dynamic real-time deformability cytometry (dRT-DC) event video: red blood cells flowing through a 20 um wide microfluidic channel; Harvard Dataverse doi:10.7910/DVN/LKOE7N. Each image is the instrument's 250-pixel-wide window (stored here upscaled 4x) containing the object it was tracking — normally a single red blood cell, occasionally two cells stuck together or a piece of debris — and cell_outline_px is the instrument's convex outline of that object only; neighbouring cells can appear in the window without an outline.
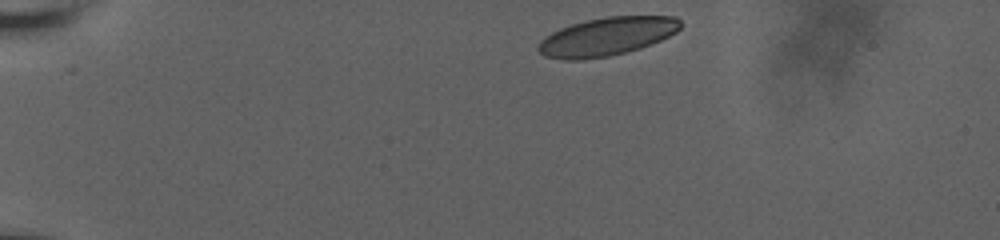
{"species": "human", "species_latin": "Homo sapiens", "temperature_condition": "room temperature", "stored_images_in_passage": 40, "camera_frame_rate_fps": 3000, "um_per_image_px": 0.085, "donor": {"sex": "male"}, "frame": {"image": 1, "passage_image": 1, "time_ms": 0.0, "image_size_px": [1000, 240], "cell_outline_px": [[680, 28], [676, 32], [660, 40], [640, 48], [608, 56], [580, 60], [564, 60], [544, 56], [536, 48], [540, 40], [544, 36], [560, 28], [572, 24], [588, 20], [608, 16], [676, 16], [680, 20]], "centroid_in_image_um": [51.55, 3.1], "position_along_channel_um": 33.5, "area_um2": 31.62}}
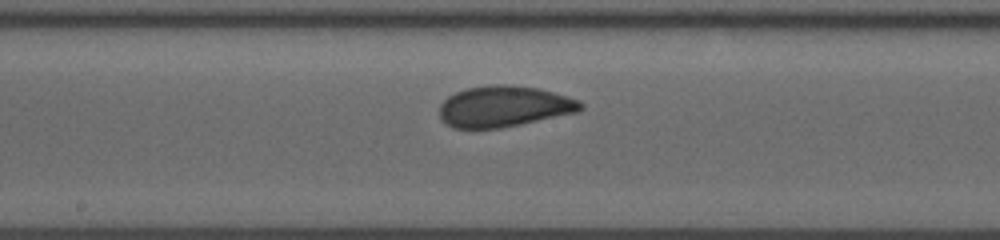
{"frame": {"image": 2, "passage_image": 22, "time_ms": 7.0, "image_size_px": [1000, 240], "cell_outline_px": [[584, 108], [580, 112], [500, 128], [452, 128], [440, 120], [440, 104], [448, 96], [456, 92], [468, 88], [492, 84], [508, 84], [540, 88], [568, 96], [580, 100], [584, 104]], "centroid_in_image_um": [42.87, 9.04], "position_along_channel_um": 205.3, "area_um2": 34.1}}
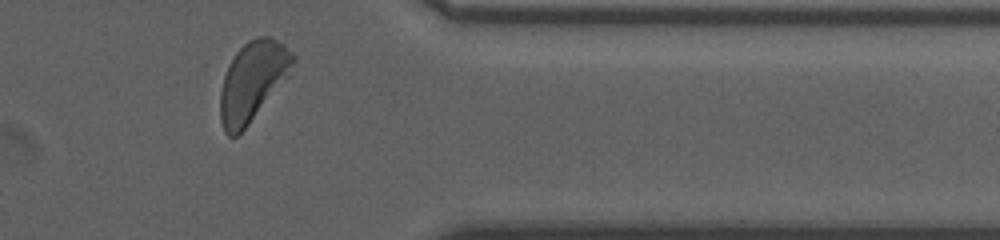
{"frame": {"image": 3, "passage_image": 38, "time_ms": 12.333, "image_size_px": [1000, 240], "cell_outline_px": [[296, 60], [288, 76], [248, 124], [236, 136], [228, 136], [224, 132], [220, 120], [220, 92], [224, 76], [228, 64], [236, 52], [248, 40], [256, 36], [268, 36], [284, 44], [296, 56]], "centroid_in_image_um": [21.46, 6.87], "position_along_channel_um": 389.9, "area_um2": 33.41}, "authors_computed_cell_mechanics": {"area_um2": 33.0327, "velocity_mm_per_s": 3.6412, "shape_relaxation_time_tau1_ms": 5.4692, "shape_relaxation_time_tau2_ms": 1.1406, "deformation_change_tau1": 0.1423, "deformation_change_tau2": 0.0703}}